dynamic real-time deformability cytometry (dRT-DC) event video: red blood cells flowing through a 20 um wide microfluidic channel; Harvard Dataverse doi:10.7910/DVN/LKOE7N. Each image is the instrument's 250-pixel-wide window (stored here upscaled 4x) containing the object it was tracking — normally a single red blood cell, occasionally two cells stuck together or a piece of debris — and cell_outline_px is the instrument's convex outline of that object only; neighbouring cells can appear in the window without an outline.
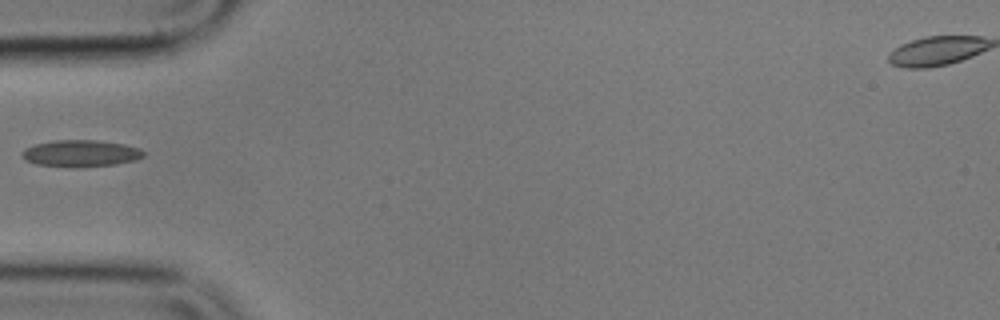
{"species": "common noctule bat (a hibernating species)", "species_latin": "Nyctalus noctula", "temperature_condition": "cold", "stored_images_in_passage": 39, "camera_frame_rate_fps": 3000, "um_per_image_px": 0.085, "animal": {"sex": "male", "body_mass_g": 17.9}, "frame": {"image": 1, "passage_image": 1, "time_ms": 0.0, "image_size_px": [1000, 320], "cell_outline_px": [[144, 156], [136, 160], [116, 164], [76, 168], [72, 168], [36, 164], [24, 160], [20, 156], [20, 152], [24, 148], [36, 144], [52, 140], [96, 140], [124, 144], [140, 148], [144, 152]], "centroid_in_image_um": [6.82, 13.04], "position_along_channel_um": 78.2, "area_um2": 19.31}}
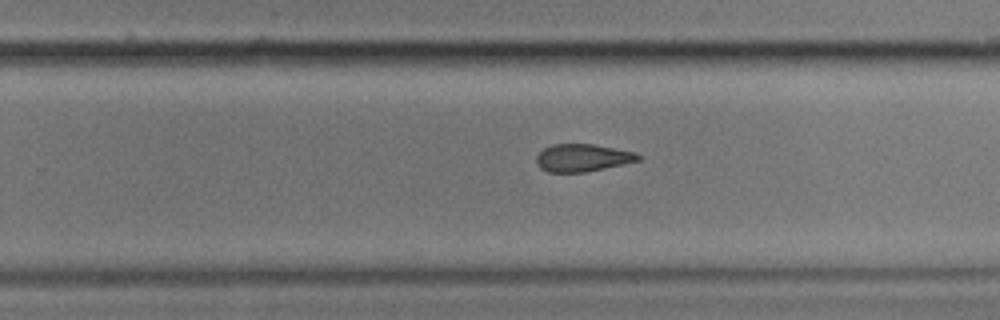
{"frame": {"image": 2, "passage_image": 18, "time_ms": 5.667, "image_size_px": [1000, 320], "cell_outline_px": [[640, 160], [604, 168], [584, 172], [548, 172], [540, 168], [536, 164], [536, 156], [544, 148], [552, 144], [592, 144], [636, 152], [640, 156]], "centroid_in_image_um": [49.48, 13.41], "position_along_channel_um": 280.3, "area_um2": 16.24}}
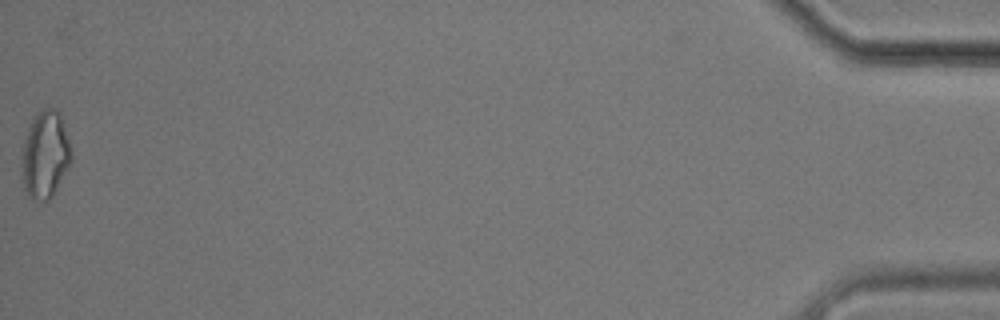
{"frame": {"image": 3, "passage_image": 39, "time_ms": 12.667, "image_size_px": [1000, 320], "cell_outline_px": [[72, 160], [52, 196], [48, 200], [32, 200], [28, 196], [24, 188], [20, 172], [24, 140], [28, 128], [36, 112], [44, 108], [52, 108], [60, 112], [68, 140], [72, 156]], "centroid_in_image_um": [3.81, 13.15], "position_along_channel_um": 431.4, "area_um2": 25.2}}